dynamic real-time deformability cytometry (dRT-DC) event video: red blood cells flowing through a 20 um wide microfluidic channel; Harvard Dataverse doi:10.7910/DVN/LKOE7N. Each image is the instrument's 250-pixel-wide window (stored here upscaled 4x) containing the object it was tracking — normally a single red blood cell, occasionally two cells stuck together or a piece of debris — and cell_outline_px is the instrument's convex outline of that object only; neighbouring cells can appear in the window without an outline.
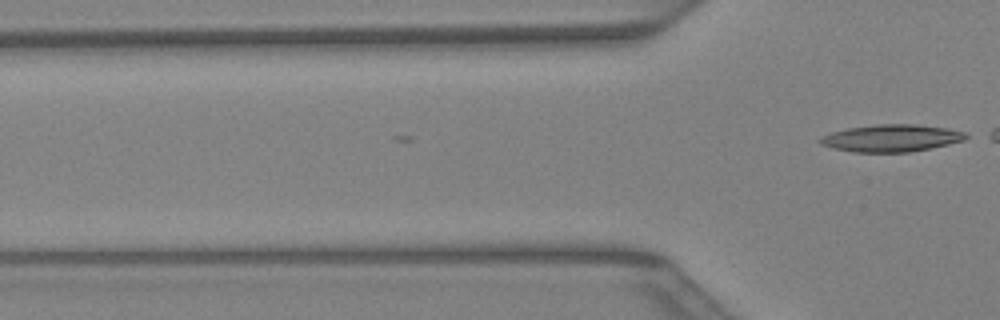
{"species": "Egyptian fruit bat (a non-hibernating species)", "species_latin": "Rousettus aegyptiacus", "temperature_condition": "warm", "stored_images_in_passage": 2, "camera_frame_rate_fps": 3000, "um_per_image_px": 0.085, "animal": {"sex": "female"}, "frame": {"image": 1, "passage_image": 2, "time_ms": 0.333, "image_size_px": [1000, 320], "cell_outline_px": [[972, 136], [964, 140], [948, 144], [912, 152], [852, 152], [832, 148], [820, 144], [820, 140], [824, 136], [832, 132], [848, 128], [876, 124], [912, 124], [948, 128], [964, 132]], "centroid_in_image_um": [75.8, 11.74], "position_along_channel_um": 50.0, "area_um2": 23.06}}